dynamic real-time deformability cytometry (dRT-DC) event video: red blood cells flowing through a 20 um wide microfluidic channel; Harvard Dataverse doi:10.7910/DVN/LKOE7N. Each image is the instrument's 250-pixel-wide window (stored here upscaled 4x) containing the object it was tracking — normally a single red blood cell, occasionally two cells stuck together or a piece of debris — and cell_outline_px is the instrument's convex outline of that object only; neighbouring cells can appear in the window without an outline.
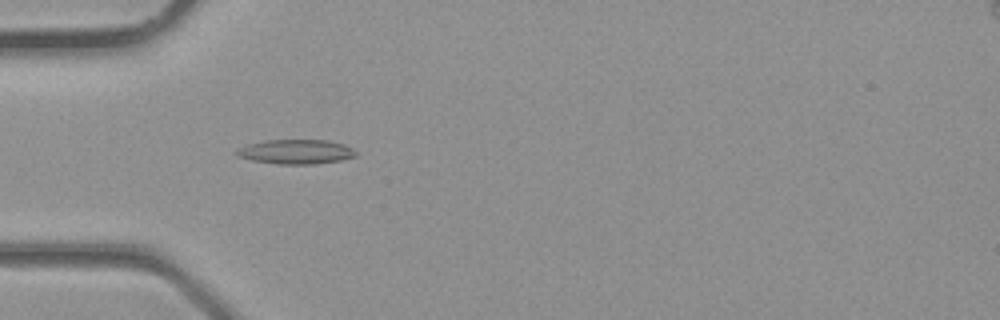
{"species": "common noctule bat (a hibernating species)", "species_latin": "Nyctalus noctula", "temperature_condition": "room temperature", "stored_images_in_passage": 3, "camera_frame_rate_fps": 3000, "um_per_image_px": 0.085, "animal": {"sex": "male", "body_mass_g": 23.1, "forearm_length_mm": 52.7}, "frame": {"image": 1, "passage_image": 3, "time_ms": 0.667, "image_size_px": [1000, 320], "cell_outline_px": [[356, 156], [340, 160], [312, 164], [280, 164], [252, 160], [236, 156], [232, 152], [248, 144], [264, 140], [328, 140], [344, 144], [352, 148], [356, 152]], "centroid_in_image_um": [25.12, 12.89], "position_along_channel_um": 59.9, "area_um2": 16.99}}